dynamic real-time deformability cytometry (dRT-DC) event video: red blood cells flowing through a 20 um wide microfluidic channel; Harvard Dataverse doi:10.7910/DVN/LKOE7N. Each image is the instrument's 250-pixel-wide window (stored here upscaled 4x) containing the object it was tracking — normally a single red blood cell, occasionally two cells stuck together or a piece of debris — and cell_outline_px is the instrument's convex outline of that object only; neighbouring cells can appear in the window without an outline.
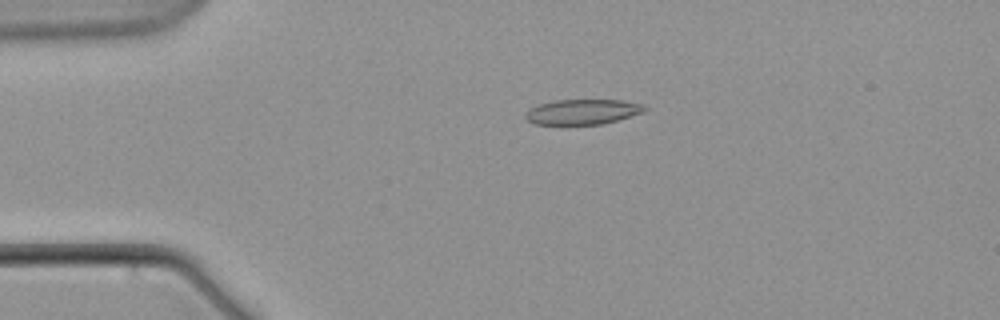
{"species": "common noctule bat (a hibernating species)", "species_latin": "Nyctalus noctula", "temperature_condition": "warm", "stored_images_in_passage": 8, "camera_frame_rate_fps": 3000, "um_per_image_px": 0.085, "animal": {"sex": "male", "body_mass_g": 21.5, "forearm_length_mm": 52.0}, "frame": {"image": 1, "passage_image": 4, "time_ms": 3.667, "image_size_px": [1000, 320], "cell_outline_px": [[648, 108], [644, 112], [604, 124], [564, 128], [532, 124], [524, 116], [528, 108], [552, 100], [624, 100], [644, 104]], "centroid_in_image_um": [49.46, 9.56], "position_along_channel_um": 35.5, "area_um2": 18.67}}
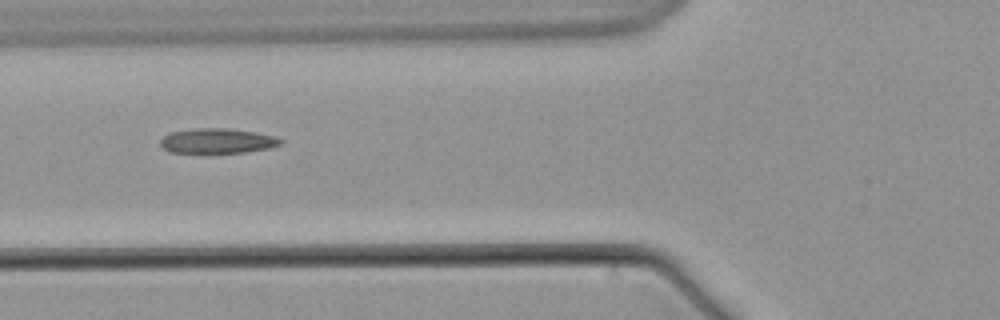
{"frame": {"image": 2, "passage_image": 7, "time_ms": 7.333, "image_size_px": [1000, 320], "cell_outline_px": [[284, 144], [268, 148], [248, 152], [168, 152], [160, 144], [160, 140], [164, 136], [172, 132], [196, 128], [228, 128], [256, 132], [276, 136], [284, 140]], "centroid_in_image_um": [18.54, 11.97], "position_along_channel_um": 107.3, "area_um2": 17.46}}
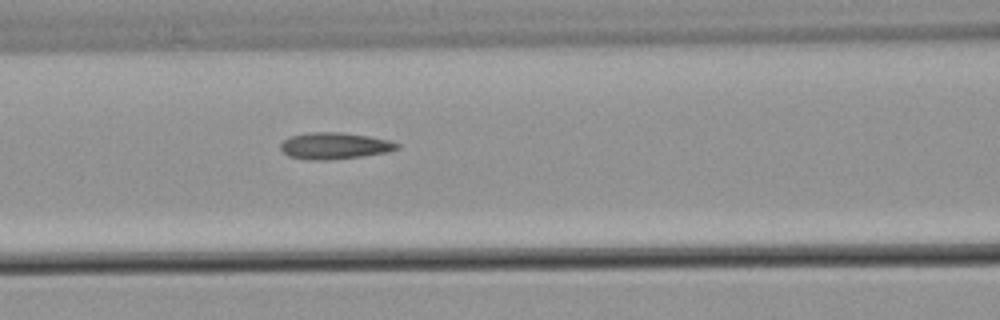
{"frame": {"image": 3, "passage_image": 8, "time_ms": 8.333, "image_size_px": [1000, 320], "cell_outline_px": [[400, 148], [388, 152], [360, 156], [324, 160], [308, 160], [288, 156], [280, 148], [280, 144], [288, 136], [308, 132], [340, 132], [368, 136], [388, 140], [400, 144]], "centroid_in_image_um": [28.41, 12.39], "position_along_channel_um": 138.2, "area_um2": 18.03}}